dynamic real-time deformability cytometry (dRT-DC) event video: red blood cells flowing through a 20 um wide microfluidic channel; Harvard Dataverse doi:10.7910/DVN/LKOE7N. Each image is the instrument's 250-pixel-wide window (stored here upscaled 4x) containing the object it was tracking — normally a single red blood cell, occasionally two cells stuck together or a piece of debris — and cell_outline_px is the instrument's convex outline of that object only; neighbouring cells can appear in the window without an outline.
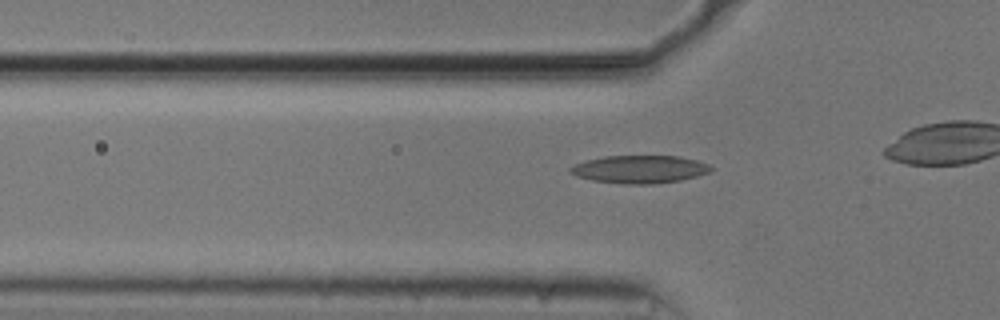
{"species": "common noctule bat (a hibernating species)", "species_latin": "Nyctalus noctula", "temperature_condition": "cold", "stored_images_in_passage": 39, "camera_frame_rate_fps": 3000, "um_per_image_px": 0.085, "animal": {"sex": "male", "body_mass_g": 20.5, "forearm_length_mm": 52.5}, "frame": {"image": 1, "passage_image": 14, "time_ms": 4.333, "image_size_px": [1000, 320], "cell_outline_px": [[712, 168], [708, 172], [696, 176], [680, 180], [652, 184], [628, 184], [592, 180], [576, 176], [568, 172], [568, 168], [584, 160], [604, 156], [680, 156], [696, 160], [708, 164]], "centroid_in_image_um": [54.32, 14.38], "position_along_channel_um": 71.5, "area_um2": 22.72}}
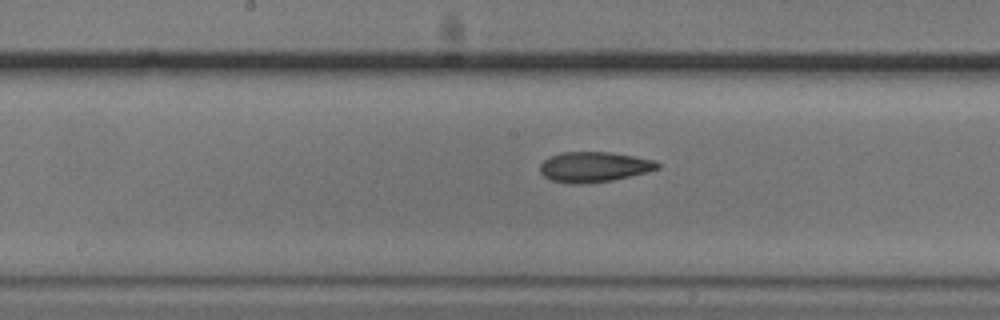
{"frame": {"image": 2, "passage_image": 24, "time_ms": 7.667, "image_size_px": [1000, 320], "cell_outline_px": [[660, 168], [612, 180], [580, 184], [572, 184], [552, 180], [544, 176], [540, 172], [540, 164], [548, 156], [560, 152], [608, 152], [636, 156], [656, 160], [660, 164]], "centroid_in_image_um": [50.47, 14.17], "position_along_channel_um": 197.7, "area_um2": 20.69}}
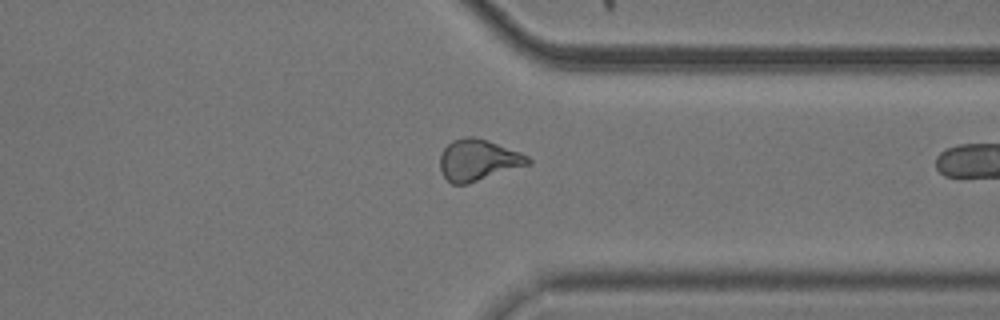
{"frame": {"image": 3, "passage_image": 38, "time_ms": 12.333, "image_size_px": [1000, 320], "cell_outline_px": [[532, 164], [468, 184], [452, 184], [440, 172], [440, 156], [444, 148], [452, 140], [464, 136], [472, 136], [488, 140], [520, 152], [528, 156], [532, 160]], "centroid_in_image_um": [40.66, 13.61], "position_along_channel_um": 370.7, "area_um2": 21.44}}